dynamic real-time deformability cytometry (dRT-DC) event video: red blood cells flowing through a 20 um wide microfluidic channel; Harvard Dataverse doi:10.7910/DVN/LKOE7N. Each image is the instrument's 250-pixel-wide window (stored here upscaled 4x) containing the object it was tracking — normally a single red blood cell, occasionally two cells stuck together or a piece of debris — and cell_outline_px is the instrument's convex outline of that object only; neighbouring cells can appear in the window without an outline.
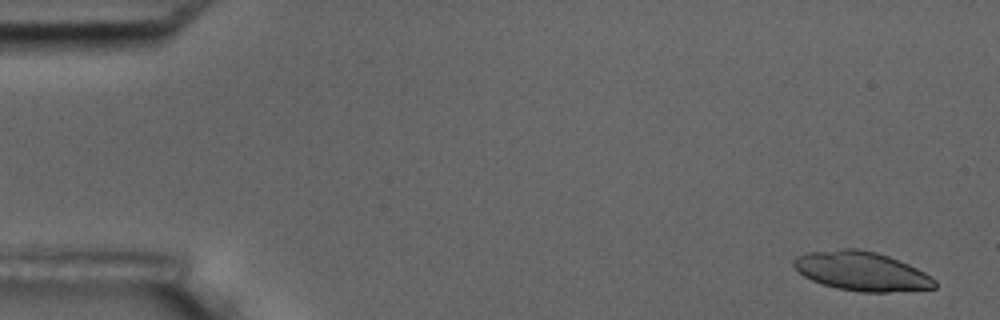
{"species": "common noctule bat (a hibernating species)", "species_latin": "Nyctalus noctula", "temperature_condition": "room temperature", "stored_images_in_passage": 5, "camera_frame_rate_fps": 3000, "um_per_image_px": 0.085, "animal": {"sex": "male", "body_mass_g": 17.5, "forearm_length_mm": 52.3}, "frame": {"image": 1, "passage_image": 1, "time_ms": 0.0, "image_size_px": [1000, 320], "cell_outline_px": [[936, 288], [888, 292], [860, 292], [836, 288], [812, 280], [804, 276], [792, 264], [792, 260], [796, 256], [808, 252], [844, 248], [856, 248], [876, 252], [888, 256], [908, 264], [924, 272], [936, 280]], "centroid_in_image_um": [73.23, 23.05], "position_along_channel_um": 11.8, "area_um2": 32.02}}